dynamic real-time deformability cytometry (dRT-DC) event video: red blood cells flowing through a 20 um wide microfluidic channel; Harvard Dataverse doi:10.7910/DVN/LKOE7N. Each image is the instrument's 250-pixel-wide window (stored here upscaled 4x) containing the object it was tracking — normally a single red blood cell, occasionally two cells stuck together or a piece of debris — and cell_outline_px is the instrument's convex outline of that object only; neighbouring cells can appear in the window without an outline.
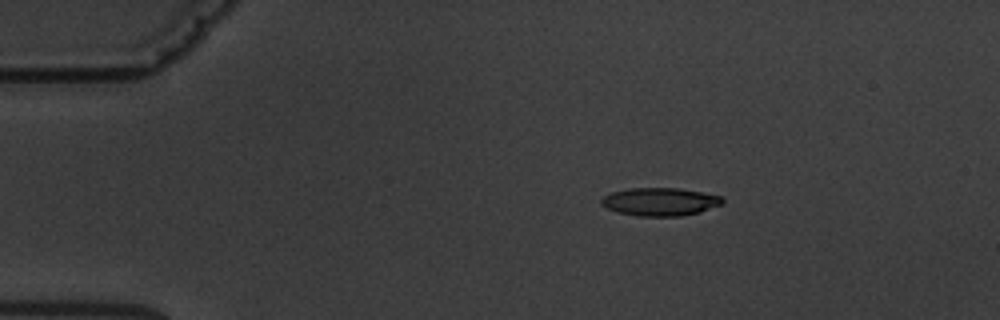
{"species": "common noctule bat (a hibernating species)", "species_latin": "Nyctalus noctula", "temperature_condition": "warm", "stored_images_in_passage": 2, "camera_frame_rate_fps": 3000, "um_per_image_px": 0.085, "animal": {"sex": "male", "body_mass_g": 19.5, "forearm_length_mm": 54.6}, "frame": {"image": 1, "passage_image": 1, "time_ms": 0.0, "image_size_px": [1000, 320], "cell_outline_px": [[724, 204], [700, 212], [680, 216], [640, 216], [616, 212], [600, 204], [600, 200], [604, 196], [612, 192], [628, 188], [680, 188], [720, 196], [724, 200]], "centroid_in_image_um": [56.1, 17.15], "position_along_channel_um": 28.9, "area_um2": 19.83}}